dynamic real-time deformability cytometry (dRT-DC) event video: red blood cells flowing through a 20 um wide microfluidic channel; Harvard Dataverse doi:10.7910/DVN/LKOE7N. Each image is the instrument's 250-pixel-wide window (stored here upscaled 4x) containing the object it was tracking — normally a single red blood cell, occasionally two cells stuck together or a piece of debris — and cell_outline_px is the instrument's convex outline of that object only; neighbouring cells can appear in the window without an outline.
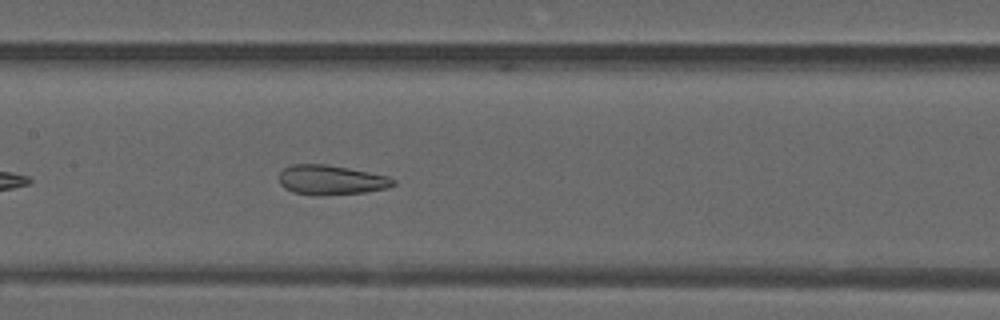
{"species": "common noctule bat (a hibernating species)", "species_latin": "Nyctalus noctula", "temperature_condition": "warm", "stored_images_in_passage": 34, "camera_frame_rate_fps": 3000, "um_per_image_px": 0.085, "animal": {"sex": "male", "forearm_length_mm": 52.5}, "frame": {"image": 1, "passage_image": 11, "time_ms": 3.333, "image_size_px": [1000, 320], "cell_outline_px": [[396, 184], [388, 188], [364, 192], [324, 196], [320, 196], [292, 192], [284, 188], [280, 184], [280, 172], [284, 168], [292, 164], [328, 164], [388, 176], [396, 180]], "centroid_in_image_um": [28.14, 15.3], "position_along_channel_um": 179.3, "area_um2": 19.88}}
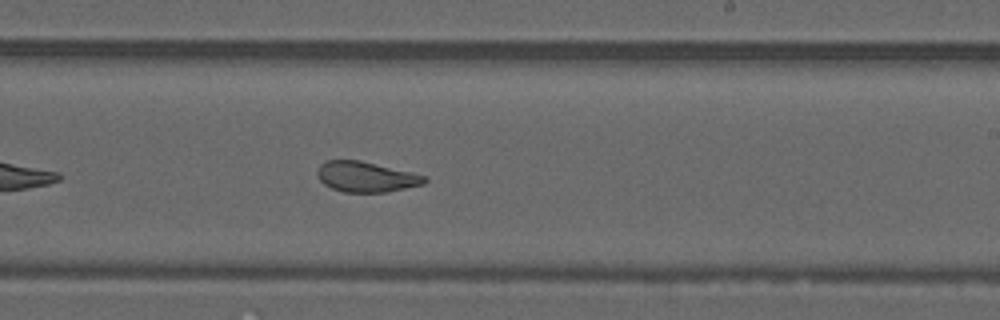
{"frame": {"image": 2, "passage_image": 17, "time_ms": 5.333, "image_size_px": [1000, 320], "cell_outline_px": [[428, 180], [424, 184], [388, 192], [344, 192], [332, 188], [324, 184], [320, 180], [316, 172], [320, 164], [324, 160], [360, 160], [412, 172], [428, 176]], "centroid_in_image_um": [31.13, 15.02], "position_along_channel_um": 257.9, "area_um2": 19.13}}
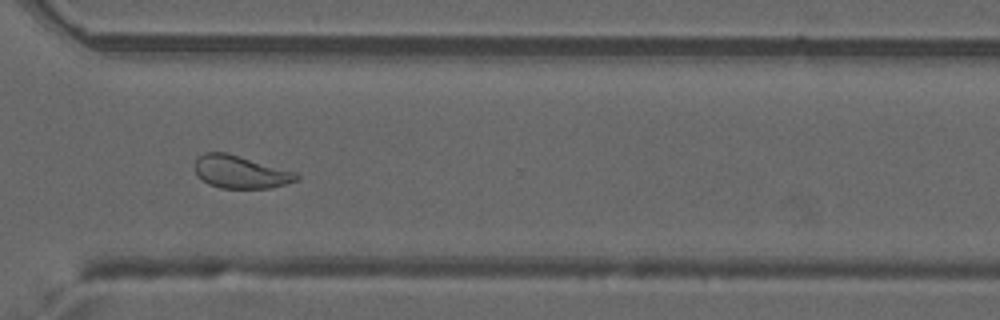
{"frame": {"image": 3, "passage_image": 24, "time_ms": 7.667, "image_size_px": [1000, 320], "cell_outline_px": [[300, 180], [268, 188], [220, 188], [208, 184], [196, 176], [196, 160], [204, 152], [224, 152], [296, 172], [300, 176]], "centroid_in_image_um": [20.44, 14.63], "position_along_channel_um": 350.2, "area_um2": 19.19}, "authors_computed_cell_mechanics": {"area_um2": 20.3456, "velocity_mm_per_s": 3.9491, "shape_relaxation_time_tau1_ms": null, "shape_relaxation_time_tau2_ms": 1.3085, "deformation_change_tau1": null, "deformation_change_tau2": 0.0947}}